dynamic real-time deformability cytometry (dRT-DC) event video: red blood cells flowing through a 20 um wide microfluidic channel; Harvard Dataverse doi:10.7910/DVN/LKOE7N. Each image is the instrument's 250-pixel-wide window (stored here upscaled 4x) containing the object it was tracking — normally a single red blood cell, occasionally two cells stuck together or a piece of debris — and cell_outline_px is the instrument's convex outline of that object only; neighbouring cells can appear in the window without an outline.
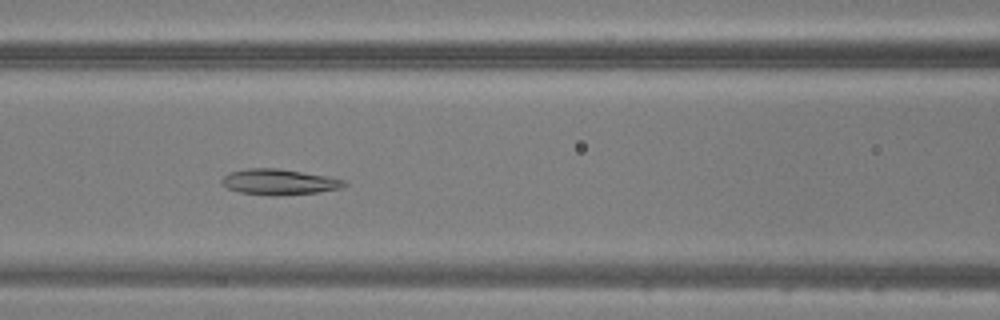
{"species": "common noctule bat (a hibernating species)", "species_latin": "Nyctalus noctula", "temperature_condition": "warm", "stored_images_in_passage": 43, "camera_frame_rate_fps": 3000, "um_per_image_px": 0.085, "animal": {"sex": "male", "body_mass_g": 20.5, "forearm_length_mm": 52.5}, "frame": {"image": 1, "passage_image": 16, "time_ms": 5.0, "image_size_px": [1000, 320], "cell_outline_px": [[348, 184], [344, 188], [316, 192], [276, 196], [272, 196], [240, 192], [228, 188], [220, 180], [228, 172], [248, 168], [276, 168], [328, 176], [344, 180]], "centroid_in_image_um": [23.74, 15.46], "position_along_channel_um": 142.9, "area_um2": 18.32}}
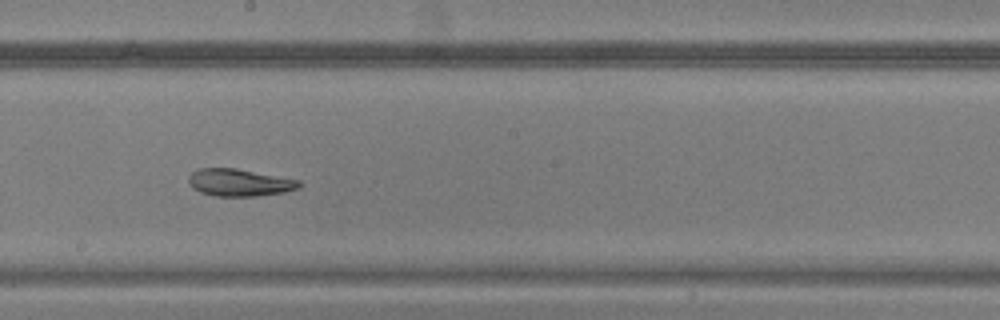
{"frame": {"image": 2, "passage_image": 22, "time_ms": 7.0, "image_size_px": [1000, 320], "cell_outline_px": [[304, 184], [300, 188], [284, 192], [256, 196], [216, 196], [200, 192], [192, 188], [188, 180], [188, 176], [192, 172], [200, 168], [236, 168], [300, 180]], "centroid_in_image_um": [20.37, 15.51], "position_along_channel_um": 227.8, "area_um2": 17.69}}
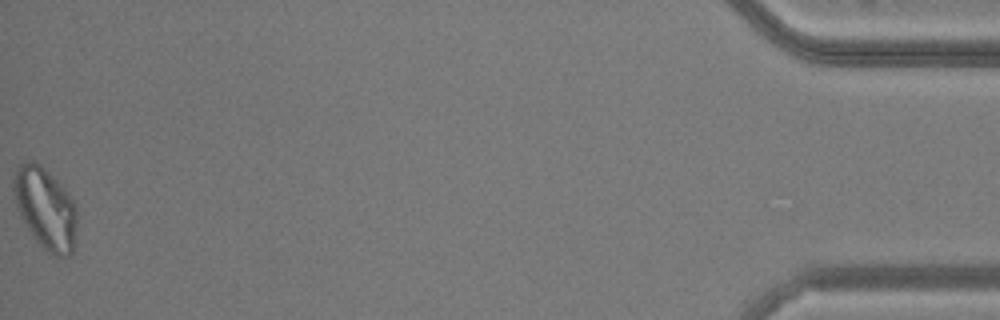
{"frame": {"image": 3, "passage_image": 43, "time_ms": 14.0, "image_size_px": [1000, 320], "cell_outline_px": [[76, 224], [72, 256], [56, 256], [44, 248], [40, 244], [28, 228], [20, 216], [16, 204], [12, 184], [12, 180], [16, 168], [20, 164], [28, 160], [32, 160], [40, 164], [56, 180], [72, 200], [76, 208]], "centroid_in_image_um": [3.84, 17.69], "position_along_channel_um": 431.4, "area_um2": 29.54}}